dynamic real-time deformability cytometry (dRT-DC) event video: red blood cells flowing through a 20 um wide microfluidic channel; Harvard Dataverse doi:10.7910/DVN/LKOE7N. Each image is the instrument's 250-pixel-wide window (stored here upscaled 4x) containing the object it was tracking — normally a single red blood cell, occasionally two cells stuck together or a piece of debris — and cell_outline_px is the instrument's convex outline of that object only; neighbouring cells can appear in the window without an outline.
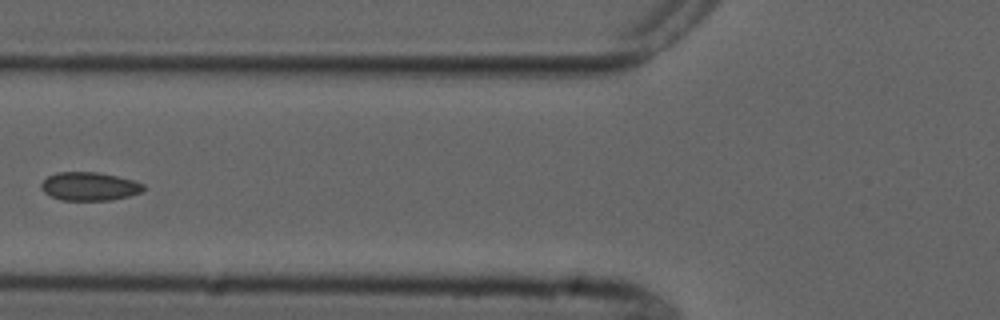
{"species": "common noctule bat (a hibernating species)", "species_latin": "Nyctalus noctula", "temperature_condition": "cold", "stored_images_in_passage": 6, "camera_frame_rate_fps": 3000, "um_per_image_px": 0.085, "animal": {"sex": "male", "forearm_length_mm": 52.5}, "frame": {"image": 1, "passage_image": 6, "time_ms": 6.0, "image_size_px": [1000, 320], "cell_outline_px": [[144, 188], [140, 192], [128, 196], [112, 200], [60, 200], [44, 192], [40, 188], [40, 184], [48, 176], [56, 172], [96, 172], [116, 176], [132, 180], [144, 184]], "centroid_in_image_um": [7.57, 15.84], "position_along_channel_um": 118.2, "area_um2": 16.82}}